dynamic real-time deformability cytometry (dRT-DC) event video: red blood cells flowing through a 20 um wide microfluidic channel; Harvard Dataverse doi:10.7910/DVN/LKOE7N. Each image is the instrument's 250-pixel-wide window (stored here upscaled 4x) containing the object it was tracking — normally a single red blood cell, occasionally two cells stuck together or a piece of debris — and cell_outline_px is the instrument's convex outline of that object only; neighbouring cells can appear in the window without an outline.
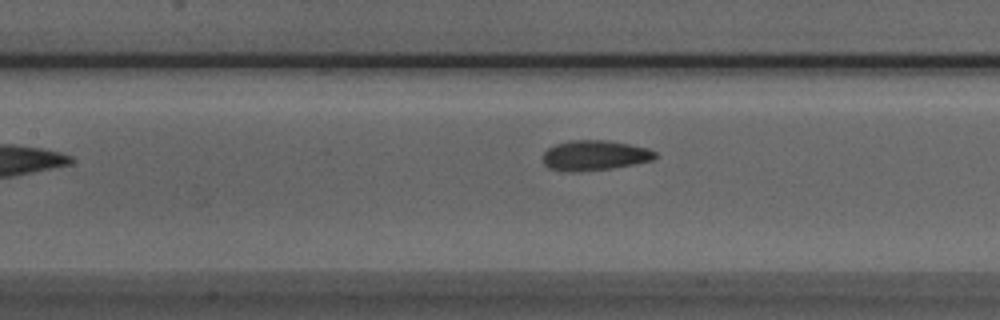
{"species": "Egyptian fruit bat (a non-hibernating species)", "species_latin": "Rousettus aegyptiacus", "temperature_condition": "room temperature", "stored_images_in_passage": 30, "camera_frame_rate_fps": 3000, "um_per_image_px": 0.085, "animal": {"sex": "male"}, "frame": {"image": 1, "passage_image": 7, "time_ms": 2.0, "image_size_px": [1000, 320], "cell_outline_px": [[656, 156], [652, 160], [612, 168], [576, 172], [568, 172], [548, 168], [544, 164], [544, 152], [548, 148], [556, 144], [568, 140], [608, 140], [648, 148], [656, 152]], "centroid_in_image_um": [50.52, 13.2], "position_along_channel_um": 156.9, "area_um2": 19.65}}
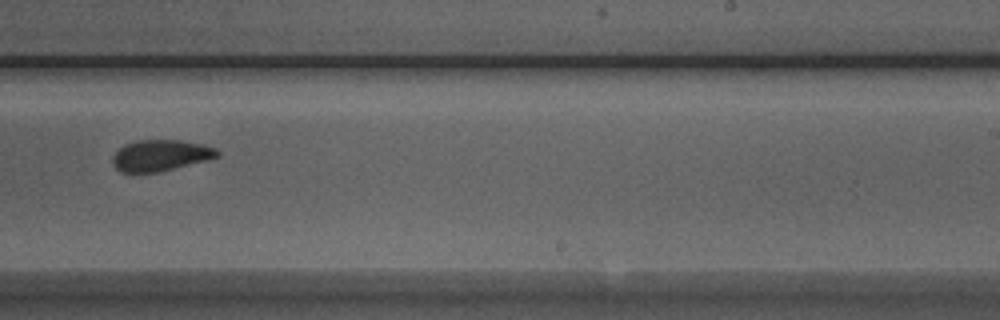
{"frame": {"image": 2, "passage_image": 16, "time_ms": 5.0, "image_size_px": [1000, 320], "cell_outline_px": [[220, 156], [156, 172], [120, 172], [112, 164], [112, 156], [124, 144], [136, 140], [180, 140], [204, 144], [216, 148], [220, 152]], "centroid_in_image_um": [13.62, 13.19], "position_along_channel_um": 275.4, "area_um2": 18.84}}
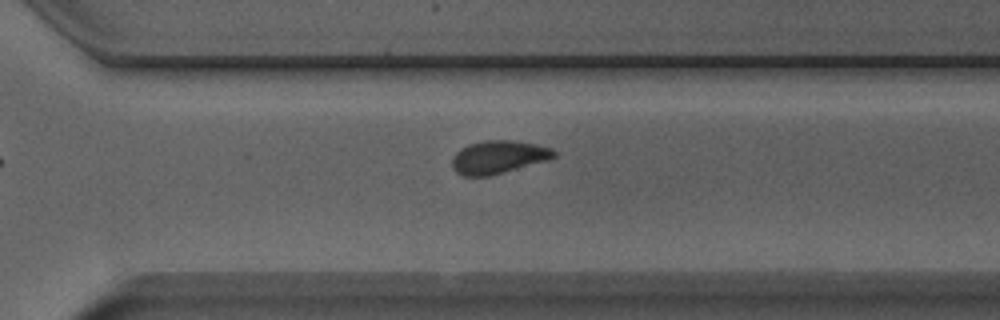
{"frame": {"image": 3, "passage_image": 20, "time_ms": 6.333, "image_size_px": [1000, 320], "cell_outline_px": [[556, 156], [548, 160], [488, 176], [460, 176], [452, 168], [452, 160], [456, 152], [460, 148], [468, 144], [484, 140], [512, 140], [536, 144], [552, 148], [556, 152]], "centroid_in_image_um": [42.34, 13.35], "position_along_channel_um": 328.3, "area_um2": 19.65}}